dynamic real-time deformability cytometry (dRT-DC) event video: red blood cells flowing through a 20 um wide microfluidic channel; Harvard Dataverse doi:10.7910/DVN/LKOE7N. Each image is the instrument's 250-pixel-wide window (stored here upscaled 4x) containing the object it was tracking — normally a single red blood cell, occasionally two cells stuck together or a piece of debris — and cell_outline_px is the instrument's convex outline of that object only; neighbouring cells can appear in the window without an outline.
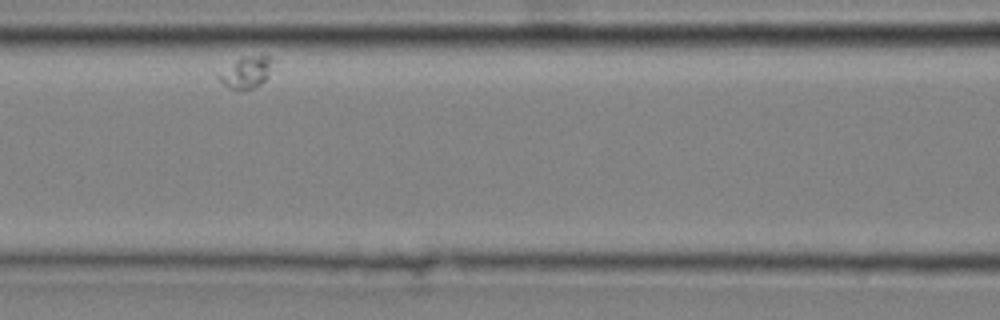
{"species": "common noctule bat (a hibernating species)", "species_latin": "Nyctalus noctula", "temperature_condition": "cold", "stored_images_in_passage": 34, "camera_frame_rate_fps": 3000, "um_per_image_px": 0.085, "animal": {"sex": "male", "body_mass_g": 20.4}, "frame": {"image": 1, "passage_image": 10, "time_ms": 3.0, "image_size_px": [1000, 320], "cell_outline_px": [[280, 60], [268, 76], [256, 88], [228, 88], [216, 76], [216, 72], [240, 56], [268, 56]], "centroid_in_image_um": [20.98, 6.08], "position_along_channel_um": 145.6, "area_um2": 10.46}}
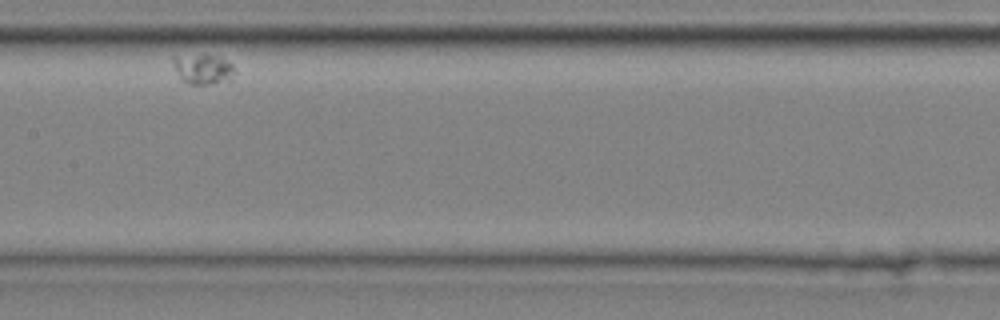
{"frame": {"image": 2, "passage_image": 15, "time_ms": 4.667, "image_size_px": [1000, 320], "cell_outline_px": [[236, 72], [228, 80], [204, 84], [188, 84], [176, 72], [172, 60], [172, 56], [216, 56], [232, 64]], "centroid_in_image_um": [17.24, 5.88], "position_along_channel_um": 190.2, "area_um2": 10.29}}
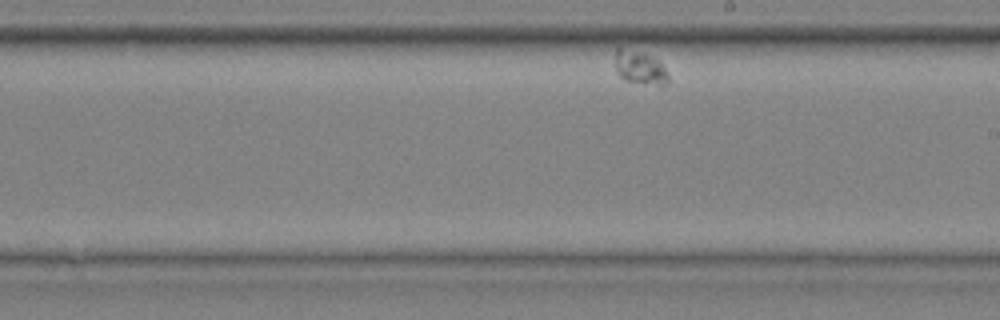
{"frame": {"image": 3, "passage_image": 20, "time_ms": 6.333, "image_size_px": [1000, 320], "cell_outline_px": [[668, 80], [660, 88], [628, 80], [620, 76], [616, 68], [616, 48], [620, 48], [640, 52], [656, 60], [664, 68], [668, 76]], "centroid_in_image_um": [54.41, 5.8], "position_along_channel_um": 234.6, "area_um2": 10.0}}